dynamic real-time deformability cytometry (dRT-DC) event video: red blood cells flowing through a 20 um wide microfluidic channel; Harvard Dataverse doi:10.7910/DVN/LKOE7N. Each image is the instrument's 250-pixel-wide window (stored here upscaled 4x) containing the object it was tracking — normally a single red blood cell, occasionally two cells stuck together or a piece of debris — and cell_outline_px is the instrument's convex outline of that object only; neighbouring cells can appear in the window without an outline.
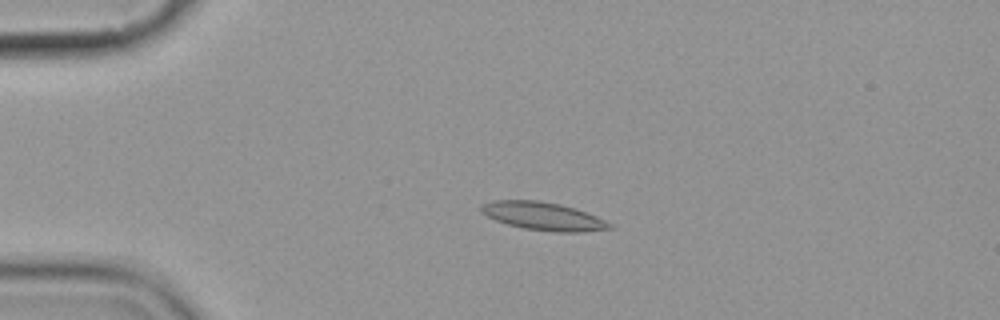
{"species": "common noctule bat (a hibernating species)", "species_latin": "Nyctalus noctula", "temperature_condition": "cold", "stored_images_in_passage": 5, "camera_frame_rate_fps": 3000, "um_per_image_px": 0.085, "animal": {"sex": "female", "body_mass_g": 19.9}, "frame": {"image": 1, "passage_image": 4, "time_ms": 3.667, "image_size_px": [1000, 320], "cell_outline_px": [[612, 228], [580, 232], [556, 232], [524, 228], [508, 224], [496, 220], [488, 216], [480, 208], [484, 204], [492, 200], [540, 200], [560, 204], [576, 208], [596, 216], [612, 224]], "centroid_in_image_um": [46.2, 18.37], "position_along_channel_um": 38.8, "area_um2": 20.75}}